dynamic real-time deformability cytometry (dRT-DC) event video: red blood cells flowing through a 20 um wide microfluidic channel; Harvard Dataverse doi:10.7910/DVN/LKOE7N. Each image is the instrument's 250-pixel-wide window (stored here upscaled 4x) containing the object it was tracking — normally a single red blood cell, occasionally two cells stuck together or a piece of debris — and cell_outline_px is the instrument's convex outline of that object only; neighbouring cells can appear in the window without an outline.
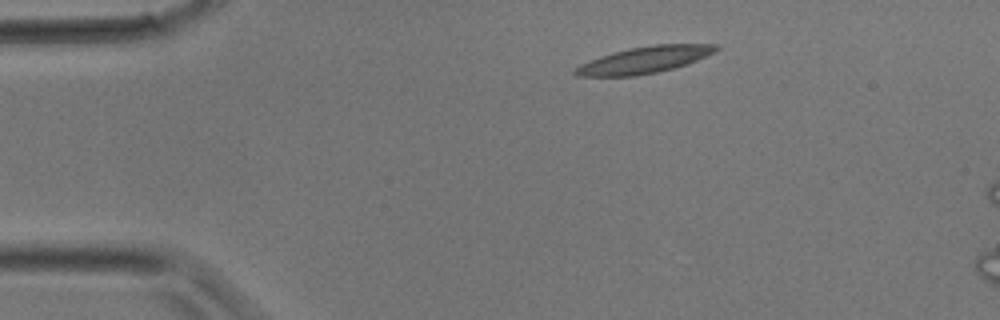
{"species": "common noctule bat (a hibernating species)", "species_latin": "Nyctalus noctula", "temperature_condition": "room temperature", "stored_images_in_passage": 2, "camera_frame_rate_fps": 3000, "um_per_image_px": 0.085, "animal": {"sex": "male", "body_mass_g": 17.9}, "frame": {"image": 1, "passage_image": 1, "time_ms": 0.0, "image_size_px": [1000, 320], "cell_outline_px": [[720, 48], [716, 52], [688, 64], [676, 68], [636, 76], [576, 76], [572, 72], [580, 64], [600, 56], [612, 52], [628, 48], [652, 44], [720, 44]], "centroid_in_image_um": [54.82, 5.08], "position_along_channel_um": 30.2, "area_um2": 22.14}}